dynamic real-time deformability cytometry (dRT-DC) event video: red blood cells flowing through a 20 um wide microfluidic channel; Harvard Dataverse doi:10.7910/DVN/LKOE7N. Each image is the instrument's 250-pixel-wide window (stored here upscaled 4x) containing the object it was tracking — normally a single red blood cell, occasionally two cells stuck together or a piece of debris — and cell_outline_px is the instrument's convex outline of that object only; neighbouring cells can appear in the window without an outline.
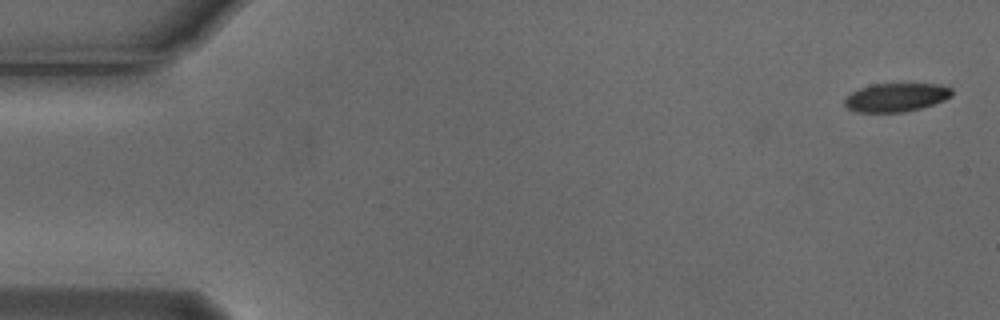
{"species": "Egyptian fruit bat (a non-hibernating species)", "species_latin": "Rousettus aegyptiacus", "temperature_condition": "cold", "stored_images_in_passage": 4, "camera_frame_rate_fps": 3000, "um_per_image_px": 0.085, "animal": {"sex": "male"}, "frame": {"image": 1, "passage_image": 1, "time_ms": 0.0, "image_size_px": [1000, 320], "cell_outline_px": [[952, 96], [944, 100], [920, 108], [904, 112], [856, 112], [848, 108], [844, 104], [844, 100], [852, 92], [860, 88], [872, 84], [940, 84], [952, 88]], "centroid_in_image_um": [76.17, 8.27], "position_along_channel_um": 8.8, "area_um2": 17.74}}